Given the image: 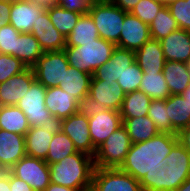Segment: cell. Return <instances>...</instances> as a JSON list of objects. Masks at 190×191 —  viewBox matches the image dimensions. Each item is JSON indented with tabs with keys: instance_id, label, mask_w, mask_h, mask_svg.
Wrapping results in <instances>:
<instances>
[{
	"instance_id": "5",
	"label": "cell",
	"mask_w": 190,
	"mask_h": 191,
	"mask_svg": "<svg viewBox=\"0 0 190 191\" xmlns=\"http://www.w3.org/2000/svg\"><path fill=\"white\" fill-rule=\"evenodd\" d=\"M126 13L112 1L92 3L88 12L98 29L99 37L114 45L119 42Z\"/></svg>"
},
{
	"instance_id": "56",
	"label": "cell",
	"mask_w": 190,
	"mask_h": 191,
	"mask_svg": "<svg viewBox=\"0 0 190 191\" xmlns=\"http://www.w3.org/2000/svg\"><path fill=\"white\" fill-rule=\"evenodd\" d=\"M152 1H155V2H160V3H161V0H152Z\"/></svg>"
},
{
	"instance_id": "1",
	"label": "cell",
	"mask_w": 190,
	"mask_h": 191,
	"mask_svg": "<svg viewBox=\"0 0 190 191\" xmlns=\"http://www.w3.org/2000/svg\"><path fill=\"white\" fill-rule=\"evenodd\" d=\"M179 142L177 134L159 132L153 138L132 143L121 170L141 181L145 175L159 172L167 165V156Z\"/></svg>"
},
{
	"instance_id": "35",
	"label": "cell",
	"mask_w": 190,
	"mask_h": 191,
	"mask_svg": "<svg viewBox=\"0 0 190 191\" xmlns=\"http://www.w3.org/2000/svg\"><path fill=\"white\" fill-rule=\"evenodd\" d=\"M151 39L162 40L173 31L179 29L177 21L171 15L167 6H164L149 26Z\"/></svg>"
},
{
	"instance_id": "32",
	"label": "cell",
	"mask_w": 190,
	"mask_h": 191,
	"mask_svg": "<svg viewBox=\"0 0 190 191\" xmlns=\"http://www.w3.org/2000/svg\"><path fill=\"white\" fill-rule=\"evenodd\" d=\"M77 152L73 141L58 128L50 142L45 162L50 165Z\"/></svg>"
},
{
	"instance_id": "38",
	"label": "cell",
	"mask_w": 190,
	"mask_h": 191,
	"mask_svg": "<svg viewBox=\"0 0 190 191\" xmlns=\"http://www.w3.org/2000/svg\"><path fill=\"white\" fill-rule=\"evenodd\" d=\"M142 78L143 70L135 62L124 71L121 78L118 79L117 83L121 86L123 92L126 94L139 90Z\"/></svg>"
},
{
	"instance_id": "27",
	"label": "cell",
	"mask_w": 190,
	"mask_h": 191,
	"mask_svg": "<svg viewBox=\"0 0 190 191\" xmlns=\"http://www.w3.org/2000/svg\"><path fill=\"white\" fill-rule=\"evenodd\" d=\"M122 121L132 143L147 141L159 133L148 116L122 118Z\"/></svg>"
},
{
	"instance_id": "13",
	"label": "cell",
	"mask_w": 190,
	"mask_h": 191,
	"mask_svg": "<svg viewBox=\"0 0 190 191\" xmlns=\"http://www.w3.org/2000/svg\"><path fill=\"white\" fill-rule=\"evenodd\" d=\"M89 131L93 147L97 149L119 127L123 125L120 111L101 109L88 111Z\"/></svg>"
},
{
	"instance_id": "20",
	"label": "cell",
	"mask_w": 190,
	"mask_h": 191,
	"mask_svg": "<svg viewBox=\"0 0 190 191\" xmlns=\"http://www.w3.org/2000/svg\"><path fill=\"white\" fill-rule=\"evenodd\" d=\"M46 9L31 1H12L9 24L20 33H31L34 23Z\"/></svg>"
},
{
	"instance_id": "9",
	"label": "cell",
	"mask_w": 190,
	"mask_h": 191,
	"mask_svg": "<svg viewBox=\"0 0 190 191\" xmlns=\"http://www.w3.org/2000/svg\"><path fill=\"white\" fill-rule=\"evenodd\" d=\"M68 67L67 55L63 49L44 52L32 68L36 80L45 88H50L61 84Z\"/></svg>"
},
{
	"instance_id": "12",
	"label": "cell",
	"mask_w": 190,
	"mask_h": 191,
	"mask_svg": "<svg viewBox=\"0 0 190 191\" xmlns=\"http://www.w3.org/2000/svg\"><path fill=\"white\" fill-rule=\"evenodd\" d=\"M91 191H142L140 181L118 168L96 167Z\"/></svg>"
},
{
	"instance_id": "17",
	"label": "cell",
	"mask_w": 190,
	"mask_h": 191,
	"mask_svg": "<svg viewBox=\"0 0 190 191\" xmlns=\"http://www.w3.org/2000/svg\"><path fill=\"white\" fill-rule=\"evenodd\" d=\"M45 106L57 123L83 108V105L75 97L58 86L46 88Z\"/></svg>"
},
{
	"instance_id": "6",
	"label": "cell",
	"mask_w": 190,
	"mask_h": 191,
	"mask_svg": "<svg viewBox=\"0 0 190 191\" xmlns=\"http://www.w3.org/2000/svg\"><path fill=\"white\" fill-rule=\"evenodd\" d=\"M132 142L128 132L122 125L96 149L95 167L118 168L124 162Z\"/></svg>"
},
{
	"instance_id": "3",
	"label": "cell",
	"mask_w": 190,
	"mask_h": 191,
	"mask_svg": "<svg viewBox=\"0 0 190 191\" xmlns=\"http://www.w3.org/2000/svg\"><path fill=\"white\" fill-rule=\"evenodd\" d=\"M95 168L94 158L78 151L49 165L51 183L91 191Z\"/></svg>"
},
{
	"instance_id": "53",
	"label": "cell",
	"mask_w": 190,
	"mask_h": 191,
	"mask_svg": "<svg viewBox=\"0 0 190 191\" xmlns=\"http://www.w3.org/2000/svg\"><path fill=\"white\" fill-rule=\"evenodd\" d=\"M112 0H90L91 3L110 2Z\"/></svg>"
},
{
	"instance_id": "33",
	"label": "cell",
	"mask_w": 190,
	"mask_h": 191,
	"mask_svg": "<svg viewBox=\"0 0 190 191\" xmlns=\"http://www.w3.org/2000/svg\"><path fill=\"white\" fill-rule=\"evenodd\" d=\"M139 90L144 92L152 100L166 99L170 96V90L163 72H149L148 74H143Z\"/></svg>"
},
{
	"instance_id": "54",
	"label": "cell",
	"mask_w": 190,
	"mask_h": 191,
	"mask_svg": "<svg viewBox=\"0 0 190 191\" xmlns=\"http://www.w3.org/2000/svg\"><path fill=\"white\" fill-rule=\"evenodd\" d=\"M0 1H4V2H12V1H17V0H0Z\"/></svg>"
},
{
	"instance_id": "50",
	"label": "cell",
	"mask_w": 190,
	"mask_h": 191,
	"mask_svg": "<svg viewBox=\"0 0 190 191\" xmlns=\"http://www.w3.org/2000/svg\"><path fill=\"white\" fill-rule=\"evenodd\" d=\"M176 191H190V177L186 179L177 189Z\"/></svg>"
},
{
	"instance_id": "8",
	"label": "cell",
	"mask_w": 190,
	"mask_h": 191,
	"mask_svg": "<svg viewBox=\"0 0 190 191\" xmlns=\"http://www.w3.org/2000/svg\"><path fill=\"white\" fill-rule=\"evenodd\" d=\"M125 93L117 82L91 80L87 101L83 108L86 111L112 109L120 111Z\"/></svg>"
},
{
	"instance_id": "10",
	"label": "cell",
	"mask_w": 190,
	"mask_h": 191,
	"mask_svg": "<svg viewBox=\"0 0 190 191\" xmlns=\"http://www.w3.org/2000/svg\"><path fill=\"white\" fill-rule=\"evenodd\" d=\"M88 126V111L84 108L58 122V128L73 141L77 151L94 157L96 149L93 147Z\"/></svg>"
},
{
	"instance_id": "18",
	"label": "cell",
	"mask_w": 190,
	"mask_h": 191,
	"mask_svg": "<svg viewBox=\"0 0 190 191\" xmlns=\"http://www.w3.org/2000/svg\"><path fill=\"white\" fill-rule=\"evenodd\" d=\"M31 33L38 40L44 52L60 51L66 46V38L52 24L47 10L34 23Z\"/></svg>"
},
{
	"instance_id": "26",
	"label": "cell",
	"mask_w": 190,
	"mask_h": 191,
	"mask_svg": "<svg viewBox=\"0 0 190 191\" xmlns=\"http://www.w3.org/2000/svg\"><path fill=\"white\" fill-rule=\"evenodd\" d=\"M0 129L25 136L30 124L16 105L0 106Z\"/></svg>"
},
{
	"instance_id": "11",
	"label": "cell",
	"mask_w": 190,
	"mask_h": 191,
	"mask_svg": "<svg viewBox=\"0 0 190 191\" xmlns=\"http://www.w3.org/2000/svg\"><path fill=\"white\" fill-rule=\"evenodd\" d=\"M34 191H44L51 183L49 165L41 159L24 156L8 170Z\"/></svg>"
},
{
	"instance_id": "51",
	"label": "cell",
	"mask_w": 190,
	"mask_h": 191,
	"mask_svg": "<svg viewBox=\"0 0 190 191\" xmlns=\"http://www.w3.org/2000/svg\"><path fill=\"white\" fill-rule=\"evenodd\" d=\"M181 96L184 98V100H186L188 102V104L190 105V85L188 86V88L181 94Z\"/></svg>"
},
{
	"instance_id": "40",
	"label": "cell",
	"mask_w": 190,
	"mask_h": 191,
	"mask_svg": "<svg viewBox=\"0 0 190 191\" xmlns=\"http://www.w3.org/2000/svg\"><path fill=\"white\" fill-rule=\"evenodd\" d=\"M27 67L16 57L0 53V83L7 81L13 75L19 74Z\"/></svg>"
},
{
	"instance_id": "42",
	"label": "cell",
	"mask_w": 190,
	"mask_h": 191,
	"mask_svg": "<svg viewBox=\"0 0 190 191\" xmlns=\"http://www.w3.org/2000/svg\"><path fill=\"white\" fill-rule=\"evenodd\" d=\"M90 0H57L56 5L68 11L78 12L81 15L88 14L91 7Z\"/></svg>"
},
{
	"instance_id": "36",
	"label": "cell",
	"mask_w": 190,
	"mask_h": 191,
	"mask_svg": "<svg viewBox=\"0 0 190 191\" xmlns=\"http://www.w3.org/2000/svg\"><path fill=\"white\" fill-rule=\"evenodd\" d=\"M147 116L153 121L161 133L178 134L172 127L166 109V99L152 100Z\"/></svg>"
},
{
	"instance_id": "16",
	"label": "cell",
	"mask_w": 190,
	"mask_h": 191,
	"mask_svg": "<svg viewBox=\"0 0 190 191\" xmlns=\"http://www.w3.org/2000/svg\"><path fill=\"white\" fill-rule=\"evenodd\" d=\"M36 80L33 68L27 67L19 74L0 83V106L16 105Z\"/></svg>"
},
{
	"instance_id": "48",
	"label": "cell",
	"mask_w": 190,
	"mask_h": 191,
	"mask_svg": "<svg viewBox=\"0 0 190 191\" xmlns=\"http://www.w3.org/2000/svg\"><path fill=\"white\" fill-rule=\"evenodd\" d=\"M44 191H78L74 188H68L62 185L50 183L49 186Z\"/></svg>"
},
{
	"instance_id": "47",
	"label": "cell",
	"mask_w": 190,
	"mask_h": 191,
	"mask_svg": "<svg viewBox=\"0 0 190 191\" xmlns=\"http://www.w3.org/2000/svg\"><path fill=\"white\" fill-rule=\"evenodd\" d=\"M0 191H11L9 184V171H0Z\"/></svg>"
},
{
	"instance_id": "30",
	"label": "cell",
	"mask_w": 190,
	"mask_h": 191,
	"mask_svg": "<svg viewBox=\"0 0 190 191\" xmlns=\"http://www.w3.org/2000/svg\"><path fill=\"white\" fill-rule=\"evenodd\" d=\"M44 51L32 33H20L16 45V58L26 67H33Z\"/></svg>"
},
{
	"instance_id": "15",
	"label": "cell",
	"mask_w": 190,
	"mask_h": 191,
	"mask_svg": "<svg viewBox=\"0 0 190 191\" xmlns=\"http://www.w3.org/2000/svg\"><path fill=\"white\" fill-rule=\"evenodd\" d=\"M151 39L149 25L131 13L125 14L117 47L137 51Z\"/></svg>"
},
{
	"instance_id": "49",
	"label": "cell",
	"mask_w": 190,
	"mask_h": 191,
	"mask_svg": "<svg viewBox=\"0 0 190 191\" xmlns=\"http://www.w3.org/2000/svg\"><path fill=\"white\" fill-rule=\"evenodd\" d=\"M27 1H31L32 3H35L47 9L49 7L56 5L57 0H27Z\"/></svg>"
},
{
	"instance_id": "39",
	"label": "cell",
	"mask_w": 190,
	"mask_h": 191,
	"mask_svg": "<svg viewBox=\"0 0 190 191\" xmlns=\"http://www.w3.org/2000/svg\"><path fill=\"white\" fill-rule=\"evenodd\" d=\"M179 28L190 31V0H177L167 5Z\"/></svg>"
},
{
	"instance_id": "41",
	"label": "cell",
	"mask_w": 190,
	"mask_h": 191,
	"mask_svg": "<svg viewBox=\"0 0 190 191\" xmlns=\"http://www.w3.org/2000/svg\"><path fill=\"white\" fill-rule=\"evenodd\" d=\"M20 32L11 24L0 28V53L16 57V45Z\"/></svg>"
},
{
	"instance_id": "44",
	"label": "cell",
	"mask_w": 190,
	"mask_h": 191,
	"mask_svg": "<svg viewBox=\"0 0 190 191\" xmlns=\"http://www.w3.org/2000/svg\"><path fill=\"white\" fill-rule=\"evenodd\" d=\"M12 2L0 1V28L9 24Z\"/></svg>"
},
{
	"instance_id": "43",
	"label": "cell",
	"mask_w": 190,
	"mask_h": 191,
	"mask_svg": "<svg viewBox=\"0 0 190 191\" xmlns=\"http://www.w3.org/2000/svg\"><path fill=\"white\" fill-rule=\"evenodd\" d=\"M9 184L11 191H34L26 182L9 172Z\"/></svg>"
},
{
	"instance_id": "52",
	"label": "cell",
	"mask_w": 190,
	"mask_h": 191,
	"mask_svg": "<svg viewBox=\"0 0 190 191\" xmlns=\"http://www.w3.org/2000/svg\"><path fill=\"white\" fill-rule=\"evenodd\" d=\"M173 1H177V0H161V3L164 5V6H167L168 4H170L171 2Z\"/></svg>"
},
{
	"instance_id": "25",
	"label": "cell",
	"mask_w": 190,
	"mask_h": 191,
	"mask_svg": "<svg viewBox=\"0 0 190 191\" xmlns=\"http://www.w3.org/2000/svg\"><path fill=\"white\" fill-rule=\"evenodd\" d=\"M162 72L169 87L170 95H181L190 85L187 63L166 61Z\"/></svg>"
},
{
	"instance_id": "7",
	"label": "cell",
	"mask_w": 190,
	"mask_h": 191,
	"mask_svg": "<svg viewBox=\"0 0 190 191\" xmlns=\"http://www.w3.org/2000/svg\"><path fill=\"white\" fill-rule=\"evenodd\" d=\"M46 88L35 80L16 104L26 115L30 127L55 125L57 121L45 106Z\"/></svg>"
},
{
	"instance_id": "31",
	"label": "cell",
	"mask_w": 190,
	"mask_h": 191,
	"mask_svg": "<svg viewBox=\"0 0 190 191\" xmlns=\"http://www.w3.org/2000/svg\"><path fill=\"white\" fill-rule=\"evenodd\" d=\"M151 101L152 99L140 90L126 93L120 115L122 118L147 116Z\"/></svg>"
},
{
	"instance_id": "55",
	"label": "cell",
	"mask_w": 190,
	"mask_h": 191,
	"mask_svg": "<svg viewBox=\"0 0 190 191\" xmlns=\"http://www.w3.org/2000/svg\"><path fill=\"white\" fill-rule=\"evenodd\" d=\"M187 65H188V70H189V73H190V60H189V62L187 63Z\"/></svg>"
},
{
	"instance_id": "14",
	"label": "cell",
	"mask_w": 190,
	"mask_h": 191,
	"mask_svg": "<svg viewBox=\"0 0 190 191\" xmlns=\"http://www.w3.org/2000/svg\"><path fill=\"white\" fill-rule=\"evenodd\" d=\"M135 63V52L132 50L115 47L109 61L98 67L91 80L117 82L128 67Z\"/></svg>"
},
{
	"instance_id": "24",
	"label": "cell",
	"mask_w": 190,
	"mask_h": 191,
	"mask_svg": "<svg viewBox=\"0 0 190 191\" xmlns=\"http://www.w3.org/2000/svg\"><path fill=\"white\" fill-rule=\"evenodd\" d=\"M91 79L92 74L77 70L69 65L58 87L71 94L84 106L88 98Z\"/></svg>"
},
{
	"instance_id": "22",
	"label": "cell",
	"mask_w": 190,
	"mask_h": 191,
	"mask_svg": "<svg viewBox=\"0 0 190 191\" xmlns=\"http://www.w3.org/2000/svg\"><path fill=\"white\" fill-rule=\"evenodd\" d=\"M57 129L58 123L30 127L25 134L26 155L45 161L50 142Z\"/></svg>"
},
{
	"instance_id": "4",
	"label": "cell",
	"mask_w": 190,
	"mask_h": 191,
	"mask_svg": "<svg viewBox=\"0 0 190 191\" xmlns=\"http://www.w3.org/2000/svg\"><path fill=\"white\" fill-rule=\"evenodd\" d=\"M115 47L99 37L94 42L82 43V46H65L64 51L70 66L93 75L98 67L109 61Z\"/></svg>"
},
{
	"instance_id": "28",
	"label": "cell",
	"mask_w": 190,
	"mask_h": 191,
	"mask_svg": "<svg viewBox=\"0 0 190 191\" xmlns=\"http://www.w3.org/2000/svg\"><path fill=\"white\" fill-rule=\"evenodd\" d=\"M166 109L173 129L179 133L190 121V105L181 95L166 98Z\"/></svg>"
},
{
	"instance_id": "46",
	"label": "cell",
	"mask_w": 190,
	"mask_h": 191,
	"mask_svg": "<svg viewBox=\"0 0 190 191\" xmlns=\"http://www.w3.org/2000/svg\"><path fill=\"white\" fill-rule=\"evenodd\" d=\"M140 0H112V2L122 9L123 11H126L130 13L134 7L138 4Z\"/></svg>"
},
{
	"instance_id": "37",
	"label": "cell",
	"mask_w": 190,
	"mask_h": 191,
	"mask_svg": "<svg viewBox=\"0 0 190 191\" xmlns=\"http://www.w3.org/2000/svg\"><path fill=\"white\" fill-rule=\"evenodd\" d=\"M163 7L164 5L160 2H155L152 0H140L130 13L150 26L158 12Z\"/></svg>"
},
{
	"instance_id": "19",
	"label": "cell",
	"mask_w": 190,
	"mask_h": 191,
	"mask_svg": "<svg viewBox=\"0 0 190 191\" xmlns=\"http://www.w3.org/2000/svg\"><path fill=\"white\" fill-rule=\"evenodd\" d=\"M25 136L0 129V171H8L26 156Z\"/></svg>"
},
{
	"instance_id": "2",
	"label": "cell",
	"mask_w": 190,
	"mask_h": 191,
	"mask_svg": "<svg viewBox=\"0 0 190 191\" xmlns=\"http://www.w3.org/2000/svg\"><path fill=\"white\" fill-rule=\"evenodd\" d=\"M190 177V153L178 142L167 156V165L159 172L145 175L142 191H176Z\"/></svg>"
},
{
	"instance_id": "34",
	"label": "cell",
	"mask_w": 190,
	"mask_h": 191,
	"mask_svg": "<svg viewBox=\"0 0 190 191\" xmlns=\"http://www.w3.org/2000/svg\"><path fill=\"white\" fill-rule=\"evenodd\" d=\"M52 24L66 38L77 24L81 14L68 11L63 7L54 5L46 9Z\"/></svg>"
},
{
	"instance_id": "21",
	"label": "cell",
	"mask_w": 190,
	"mask_h": 191,
	"mask_svg": "<svg viewBox=\"0 0 190 191\" xmlns=\"http://www.w3.org/2000/svg\"><path fill=\"white\" fill-rule=\"evenodd\" d=\"M166 61L188 63L190 60V31L181 28L160 40Z\"/></svg>"
},
{
	"instance_id": "45",
	"label": "cell",
	"mask_w": 190,
	"mask_h": 191,
	"mask_svg": "<svg viewBox=\"0 0 190 191\" xmlns=\"http://www.w3.org/2000/svg\"><path fill=\"white\" fill-rule=\"evenodd\" d=\"M177 136L179 143L190 153V121L188 126L182 129Z\"/></svg>"
},
{
	"instance_id": "23",
	"label": "cell",
	"mask_w": 190,
	"mask_h": 191,
	"mask_svg": "<svg viewBox=\"0 0 190 191\" xmlns=\"http://www.w3.org/2000/svg\"><path fill=\"white\" fill-rule=\"evenodd\" d=\"M135 62L143 70V74L162 72L166 59L163 55L160 41L150 39L140 49L135 51Z\"/></svg>"
},
{
	"instance_id": "29",
	"label": "cell",
	"mask_w": 190,
	"mask_h": 191,
	"mask_svg": "<svg viewBox=\"0 0 190 191\" xmlns=\"http://www.w3.org/2000/svg\"><path fill=\"white\" fill-rule=\"evenodd\" d=\"M99 38L98 29L89 14L81 15L71 33L66 37V46H82Z\"/></svg>"
}]
</instances>
